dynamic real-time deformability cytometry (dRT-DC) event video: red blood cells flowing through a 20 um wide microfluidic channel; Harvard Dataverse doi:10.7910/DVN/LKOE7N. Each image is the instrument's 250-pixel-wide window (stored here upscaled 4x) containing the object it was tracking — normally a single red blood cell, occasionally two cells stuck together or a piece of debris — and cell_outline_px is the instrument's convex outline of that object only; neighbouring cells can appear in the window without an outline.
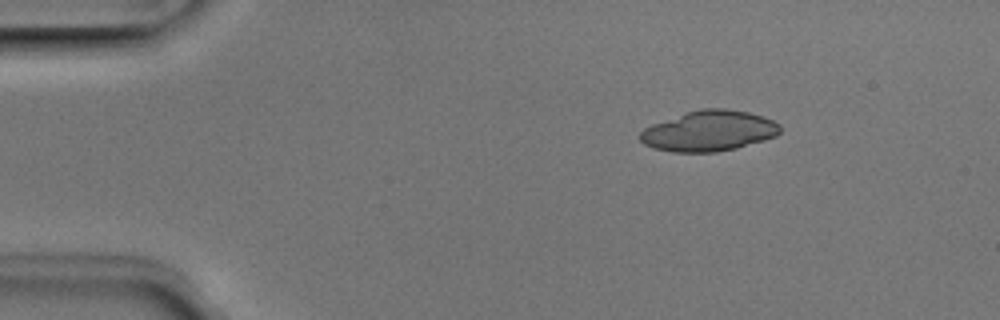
{"species": "Egyptian fruit bat (a non-hibernating species)", "species_latin": "Rousettus aegyptiacus", "temperature_condition": "room temperature", "stored_images_in_passage": 6, "segment_of_instrument_passage": [2, 2], "camera_frame_rate_fps": 3000, "um_per_image_px": 0.085, "animal": {"sex": "male"}, "frame": {"image": 1, "passage_image": 6, "time_ms": 1.667, "image_size_px": [1000, 320], "cell_outline_px": [[780, 132], [776, 136], [764, 140], [736, 148], [716, 152], [672, 152], [652, 148], [644, 144], [640, 140], [640, 132], [644, 128], [652, 124], [700, 108], [724, 108], [748, 112], [764, 116], [780, 124]], "centroid_in_image_um": [60.27, 11.13], "position_along_channel_um": 24.7, "area_um2": 33.06}}